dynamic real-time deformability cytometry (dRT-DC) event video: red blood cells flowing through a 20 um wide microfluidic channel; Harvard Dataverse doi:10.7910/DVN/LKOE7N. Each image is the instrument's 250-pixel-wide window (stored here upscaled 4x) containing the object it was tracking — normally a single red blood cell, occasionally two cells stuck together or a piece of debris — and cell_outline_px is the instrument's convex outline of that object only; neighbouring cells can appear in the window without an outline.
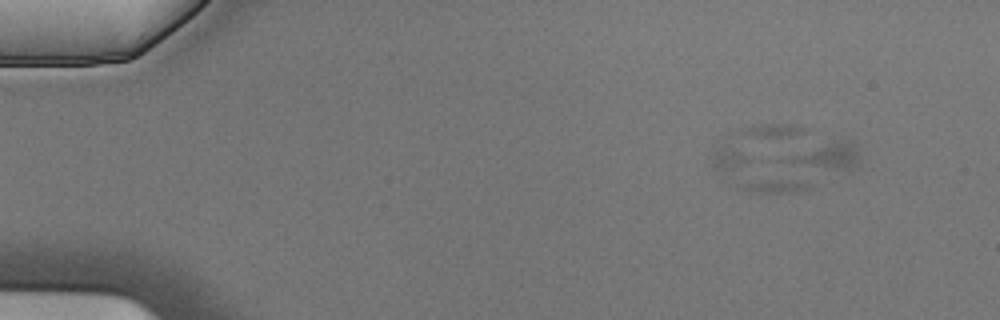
{"species": "Egyptian fruit bat (a non-hibernating species)", "species_latin": "Rousettus aegyptiacus", "temperature_condition": "cold", "stored_images_in_passage": 5, "camera_frame_rate_fps": 3000, "um_per_image_px": 0.085, "animal": {"sex": "male"}, "frame": {"image": 1, "passage_image": 2, "time_ms": 0.333, "image_size_px": [1000, 320], "cell_outline_px": [[812, 188], [796, 192], [748, 192], [724, 180], [712, 168], [712, 152], [720, 148], [724, 148], [740, 152], [808, 184]], "centroid_in_image_um": [64.01, 14.76], "position_along_channel_um": 21.0, "area_um2": 17.69}}